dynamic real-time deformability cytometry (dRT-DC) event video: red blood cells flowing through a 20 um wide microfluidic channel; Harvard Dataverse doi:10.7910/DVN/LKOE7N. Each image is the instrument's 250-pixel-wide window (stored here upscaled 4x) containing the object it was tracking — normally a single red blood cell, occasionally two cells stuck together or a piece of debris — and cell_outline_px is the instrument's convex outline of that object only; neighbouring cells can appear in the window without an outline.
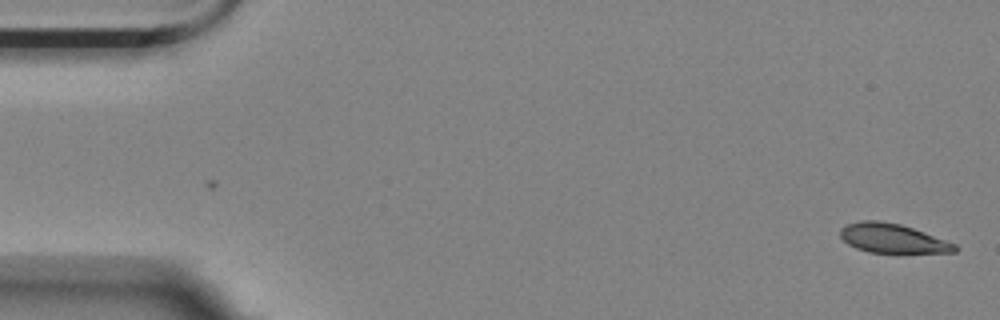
{"species": "Egyptian fruit bat (a non-hibernating species)", "species_latin": "Rousettus aegyptiacus", "temperature_condition": "room temperature", "stored_images_in_passage": 57, "camera_frame_rate_fps": 3000, "um_per_image_px": 0.085, "animal": {"sex": "female"}, "frame": {"image": 1, "passage_image": 1, "time_ms": 0.0, "image_size_px": [1000, 320], "cell_outline_px": [[960, 248], [956, 252], [896, 256], [868, 252], [856, 248], [848, 244], [840, 236], [840, 228], [844, 224], [860, 220], [880, 220], [900, 224], [912, 228], [956, 244]], "centroid_in_image_um": [75.9, 20.32], "position_along_channel_um": 9.1, "area_um2": 20.69}}
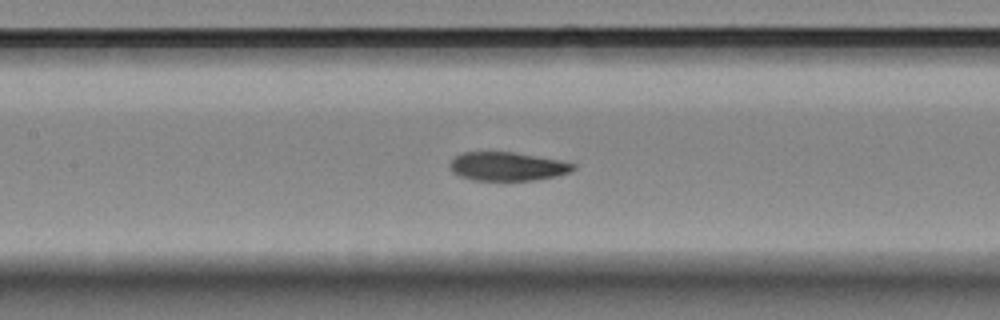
{"frame": {"image": 2, "passage_image": 25, "time_ms": 8.0, "image_size_px": [1000, 320], "cell_outline_px": [[576, 168], [568, 172], [556, 176], [536, 180], [472, 180], [460, 176], [452, 172], [448, 164], [456, 156], [464, 152], [512, 152], [556, 160], [576, 164]], "centroid_in_image_um": [43.08, 14.15], "position_along_channel_um": 164.3, "area_um2": 20.35}}
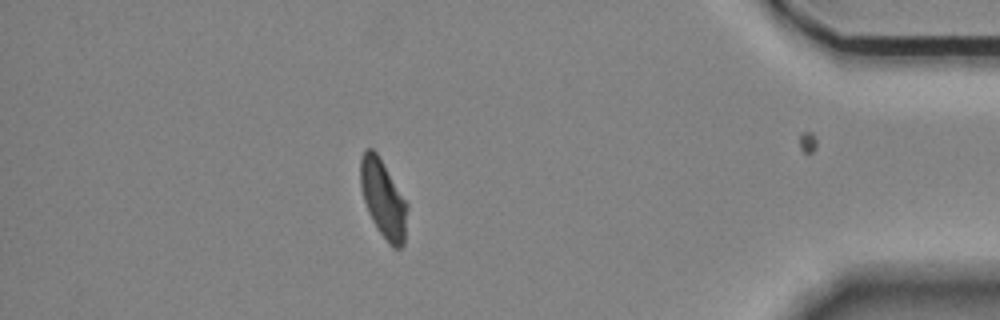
{"frame": {"image": 3, "passage_image": 49, "time_ms": 16.0, "image_size_px": [1000, 320], "cell_outline_px": [[408, 208], [404, 244], [400, 248], [392, 248], [388, 244], [372, 220], [364, 200], [360, 184], [360, 160], [364, 148], [372, 148], [376, 152], [408, 204]], "centroid_in_image_um": [32.58, 16.92], "position_along_channel_um": 402.6, "area_um2": 21.1}, "authors_computed_cell_mechanics": {"area_um2": 21.3282, "velocity_mm_per_s": 3.5078, "shape_relaxation_time_tau1_ms": null, "shape_relaxation_time_tau2_ms": 3.4593, "deformation_change_tau1": null, "deformation_change_tau2": 0.0733}}